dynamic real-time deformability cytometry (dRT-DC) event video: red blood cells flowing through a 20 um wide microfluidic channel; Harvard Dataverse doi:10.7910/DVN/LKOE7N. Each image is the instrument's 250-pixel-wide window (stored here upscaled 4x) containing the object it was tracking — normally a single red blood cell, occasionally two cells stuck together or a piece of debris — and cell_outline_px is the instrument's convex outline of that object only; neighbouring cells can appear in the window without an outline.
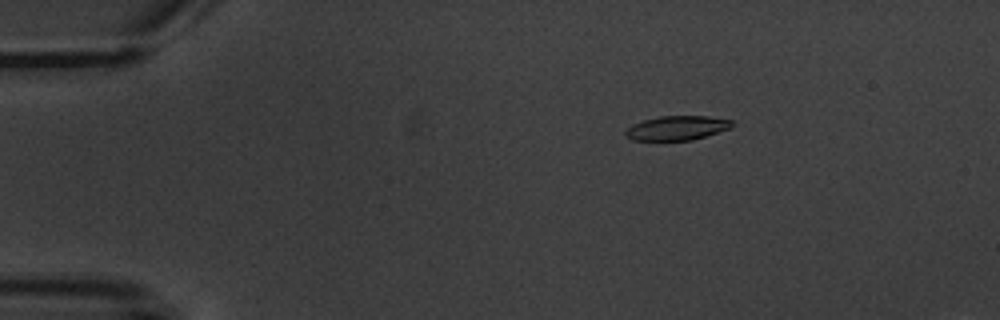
{"species": "common noctule bat (a hibernating species)", "species_latin": "Nyctalus noctula", "temperature_condition": "warm", "stored_images_in_passage": 6, "camera_frame_rate_fps": 3000, "um_per_image_px": 0.085, "animal": {"sex": "male", "body_mass_g": 20.1, "forearm_length_mm": 53.5}, "frame": {"image": 1, "passage_image": 3, "time_ms": 2.333, "image_size_px": [1000, 320], "cell_outline_px": [[732, 128], [692, 140], [632, 140], [624, 132], [632, 124], [644, 120], [660, 116], [708, 116], [732, 120]], "centroid_in_image_um": [57.56, 10.87], "position_along_channel_um": 27.4, "area_um2": 14.97}}